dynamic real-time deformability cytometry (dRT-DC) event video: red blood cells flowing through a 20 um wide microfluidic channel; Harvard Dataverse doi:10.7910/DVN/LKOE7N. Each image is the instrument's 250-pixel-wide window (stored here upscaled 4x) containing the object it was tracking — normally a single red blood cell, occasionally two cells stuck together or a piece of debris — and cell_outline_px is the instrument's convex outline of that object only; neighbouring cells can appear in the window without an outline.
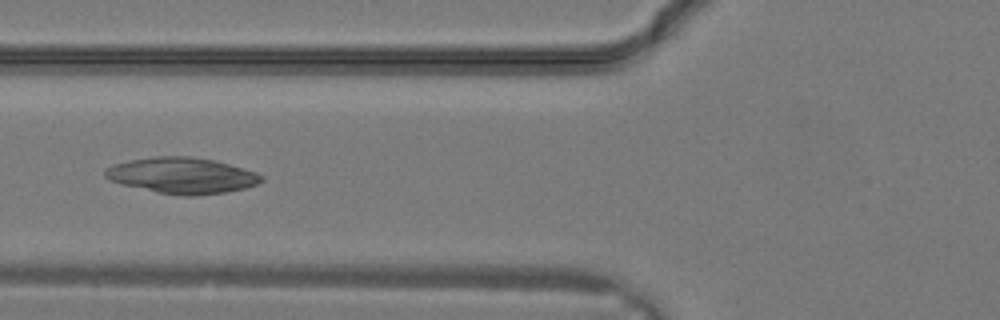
{"species": "common noctule bat (a hibernating species)", "species_latin": "Nyctalus noctula", "temperature_condition": "warm", "stored_images_in_passage": 17, "camera_frame_rate_fps": 3000, "um_per_image_px": 0.085, "animal": {"sex": "male", "body_mass_g": 19.2, "forearm_length_mm": 51.8}, "frame": {"image": 1, "passage_image": 12, "time_ms": 3.667, "image_size_px": [1000, 320], "cell_outline_px": [[264, 180], [256, 184], [244, 188], [224, 192], [196, 196], [180, 196], [156, 192], [120, 184], [108, 180], [104, 176], [104, 172], [112, 164], [132, 160], [156, 156], [188, 156], [212, 160], [228, 164], [256, 172], [264, 176]], "centroid_in_image_um": [15.45, 14.93], "position_along_channel_um": 110.4, "area_um2": 32.71}}
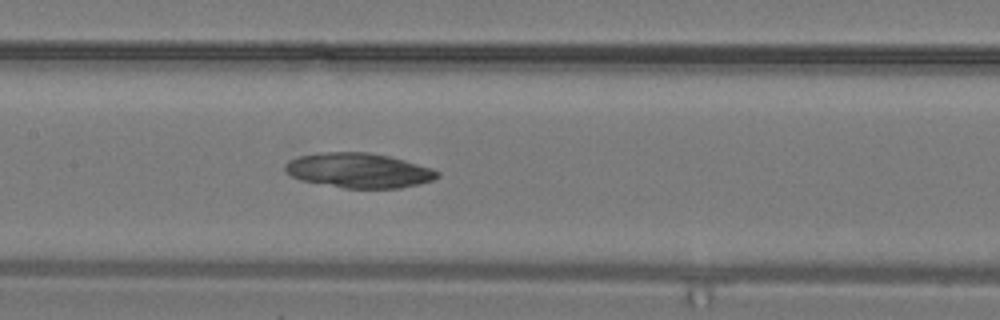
{"frame": {"image": 2, "passage_image": 15, "time_ms": 4.667, "image_size_px": [1000, 320], "cell_outline_px": [[440, 176], [432, 180], [400, 188], [344, 188], [300, 180], [292, 176], [284, 168], [284, 164], [288, 160], [300, 156], [324, 152], [368, 152], [388, 156], [404, 160], [432, 168], [440, 172]], "centroid_in_image_um": [30.49, 14.48], "position_along_channel_um": 176.9, "area_um2": 30.69}}
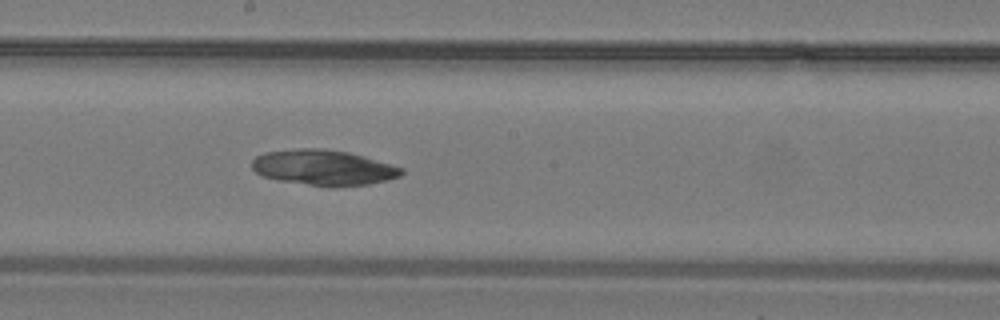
{"frame": {"image": 3, "passage_image": 17, "time_ms": 5.333, "image_size_px": [1000, 320], "cell_outline_px": [[404, 172], [400, 176], [388, 180], [368, 184], [336, 188], [328, 188], [280, 180], [264, 176], [256, 172], [252, 168], [252, 160], [256, 156], [264, 152], [296, 148], [324, 148], [348, 152], [364, 156], [404, 168]], "centroid_in_image_um": [27.51, 14.25], "position_along_channel_um": 220.7, "area_um2": 31.27}}